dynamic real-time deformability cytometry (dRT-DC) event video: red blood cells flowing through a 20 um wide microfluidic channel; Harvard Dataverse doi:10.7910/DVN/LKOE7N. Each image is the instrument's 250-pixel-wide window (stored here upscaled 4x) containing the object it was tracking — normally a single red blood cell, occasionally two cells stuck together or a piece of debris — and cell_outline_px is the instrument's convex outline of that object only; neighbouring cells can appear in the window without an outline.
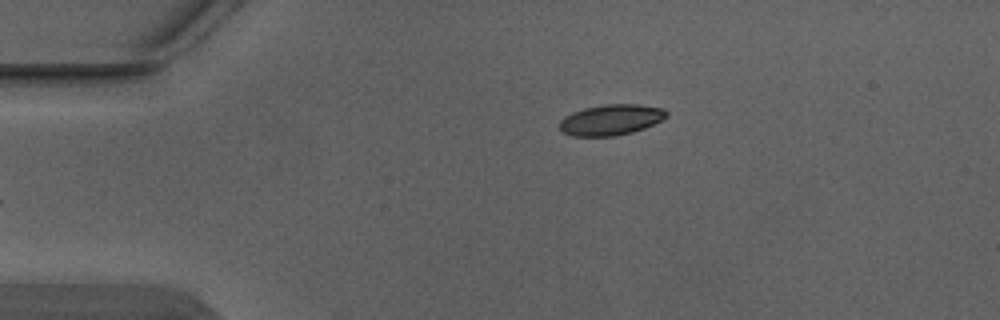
{"species": "Egyptian fruit bat (a non-hibernating species)", "species_latin": "Rousettus aegyptiacus", "temperature_condition": "warm", "stored_images_in_passage": 4, "camera_frame_rate_fps": 3000, "um_per_image_px": 0.085, "animal": {"sex": "male"}, "frame": {"image": 1, "passage_image": 4, "time_ms": 1.0, "image_size_px": [1000, 320], "cell_outline_px": [[668, 116], [644, 128], [632, 132], [616, 136], [572, 136], [564, 132], [560, 128], [560, 120], [564, 116], [572, 112], [584, 108], [604, 104], [636, 104], [664, 108], [668, 112]], "centroid_in_image_um": [51.93, 10.17], "position_along_channel_um": 33.1, "area_um2": 19.13}}